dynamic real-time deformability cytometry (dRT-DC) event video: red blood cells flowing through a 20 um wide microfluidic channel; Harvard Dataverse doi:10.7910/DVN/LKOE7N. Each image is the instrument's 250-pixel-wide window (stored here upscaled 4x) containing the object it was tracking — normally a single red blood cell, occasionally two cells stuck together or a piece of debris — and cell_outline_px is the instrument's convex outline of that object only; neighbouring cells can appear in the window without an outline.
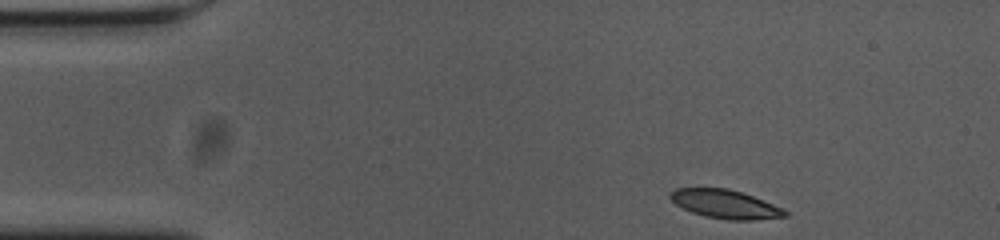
{"species": "common noctule bat (a hibernating species)", "species_latin": "Nyctalus noctula", "temperature_condition": "cold", "stored_images_in_passage": 49, "camera_frame_rate_fps": 3000, "um_per_image_px": 0.085, "animal": {"sex": "female", "body_mass_g": 23.0, "forearm_length_mm": 53.4}, "frame": {"image": 1, "passage_image": 1, "time_ms": 0.0, "image_size_px": [1000, 240], "cell_outline_px": [[788, 216], [752, 220], [728, 220], [704, 216], [692, 212], [676, 204], [668, 196], [676, 188], [728, 188], [752, 196], [784, 208], [788, 212]], "centroid_in_image_um": [61.67, 17.36], "position_along_channel_um": 23.3, "area_um2": 19.02}}
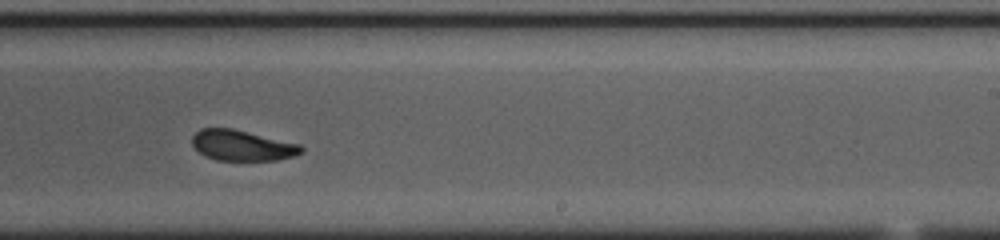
{"frame": {"image": 2, "passage_image": 27, "time_ms": 8.667, "image_size_px": [1000, 240], "cell_outline_px": [[304, 152], [292, 156], [276, 160], [216, 160], [204, 156], [192, 144], [192, 136], [200, 128], [232, 128], [300, 144], [304, 148]], "centroid_in_image_um": [20.58, 12.36], "position_along_channel_um": 268.4, "area_um2": 19.42}}
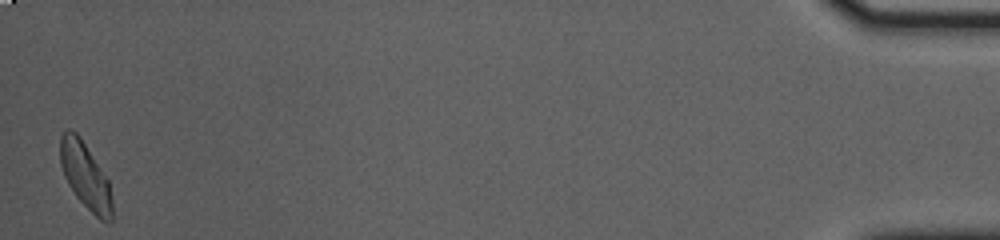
{"frame": {"image": 3, "passage_image": 48, "time_ms": 15.667, "image_size_px": [1000, 240], "cell_outline_px": [[112, 220], [108, 224], [100, 220], [76, 196], [68, 184], [64, 176], [60, 164], [60, 136], [64, 128], [72, 128], [80, 136], [108, 180], [112, 200]], "centroid_in_image_um": [7.24, 14.91], "position_along_channel_um": 428.0, "area_um2": 20.11}, "authors_computed_cell_mechanics": {"area_um2": 19.9988, "velocity_mm_per_s": 3.6576, "shape_relaxation_time_tau1_ms": 5.1904, "shape_relaxation_time_tau2_ms": 2.0402, "deformation_change_tau1": 0.1408, "deformation_change_tau2": 0.0739}}